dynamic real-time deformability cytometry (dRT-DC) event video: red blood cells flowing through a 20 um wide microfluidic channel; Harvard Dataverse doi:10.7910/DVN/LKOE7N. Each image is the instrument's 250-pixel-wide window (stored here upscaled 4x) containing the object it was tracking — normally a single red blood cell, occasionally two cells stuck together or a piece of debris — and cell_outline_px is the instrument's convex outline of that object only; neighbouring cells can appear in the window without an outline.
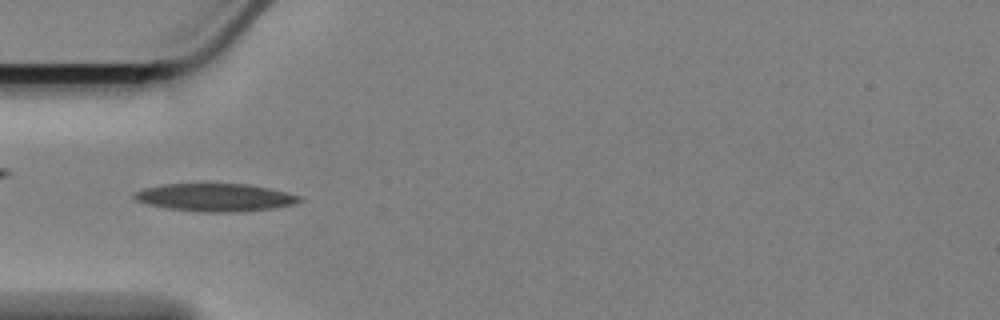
{"species": "Egyptian fruit bat (a non-hibernating species)", "species_latin": "Rousettus aegyptiacus", "temperature_condition": "cold", "stored_images_in_passage": 27, "camera_frame_rate_fps": 3000, "um_per_image_px": 0.085, "animal": {"sex": "female"}, "frame": {"image": 1, "passage_image": 5, "time_ms": 1.333, "image_size_px": [1000, 320], "cell_outline_px": [[304, 200], [296, 204], [272, 208], [232, 212], [200, 212], [164, 208], [148, 204], [136, 200], [132, 196], [136, 192], [144, 188], [164, 184], [248, 184], [288, 192], [300, 196]], "centroid_in_image_um": [18.31, 16.78], "position_along_channel_um": 66.7, "area_um2": 26.76}}
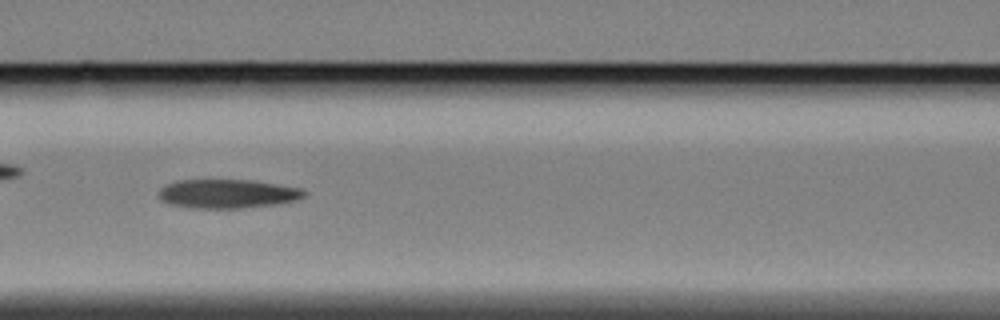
{"frame": {"image": 2, "passage_image": 12, "time_ms": 3.667, "image_size_px": [1000, 320], "cell_outline_px": [[308, 192], [304, 196], [296, 200], [276, 204], [240, 208], [192, 208], [172, 204], [160, 200], [160, 188], [176, 180], [252, 180], [300, 188]], "centroid_in_image_um": [19.35, 16.46], "position_along_channel_um": 147.3, "area_um2": 24.33}}
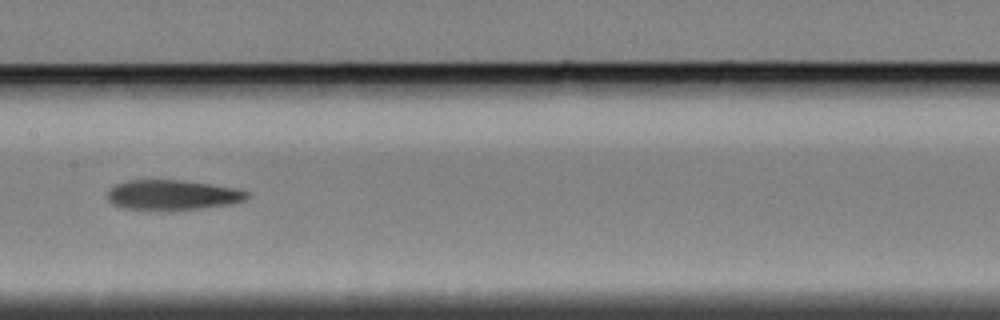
{"frame": {"image": 3, "passage_image": 16, "time_ms": 5.0, "image_size_px": [1000, 320], "cell_outline_px": [[248, 196], [244, 200], [232, 204], [172, 212], [164, 212], [124, 208], [112, 204], [108, 200], [108, 188], [124, 180], [180, 180], [212, 184], [236, 188], [248, 192]], "centroid_in_image_um": [14.62, 16.6], "position_along_channel_um": 192.8, "area_um2": 25.14}}